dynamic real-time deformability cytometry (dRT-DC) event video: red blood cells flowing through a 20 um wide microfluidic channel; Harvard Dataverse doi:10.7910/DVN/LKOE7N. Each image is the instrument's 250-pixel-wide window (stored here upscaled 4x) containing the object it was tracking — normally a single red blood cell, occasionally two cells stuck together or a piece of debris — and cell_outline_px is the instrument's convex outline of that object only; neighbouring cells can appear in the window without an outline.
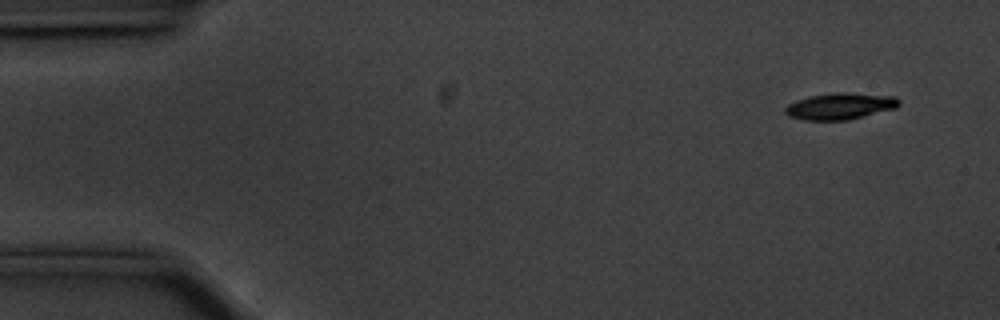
{"species": "common noctule bat (a hibernating species)", "species_latin": "Nyctalus noctula", "temperature_condition": "cold", "stored_images_in_passage": 56, "camera_frame_rate_fps": 3000, "um_per_image_px": 0.085, "animal": {"sex": "male", "body_mass_g": 20.1, "forearm_length_mm": 53.5}, "frame": {"image": 1, "passage_image": 4, "time_ms": 1.0, "image_size_px": [1000, 320], "cell_outline_px": [[900, 104], [896, 108], [848, 120], [804, 120], [788, 116], [784, 112], [784, 108], [788, 104], [796, 100], [808, 96], [836, 92], [848, 92], [896, 96], [900, 100]], "centroid_in_image_um": [71.41, 9.01], "position_along_channel_um": 13.6, "area_um2": 17.8}}
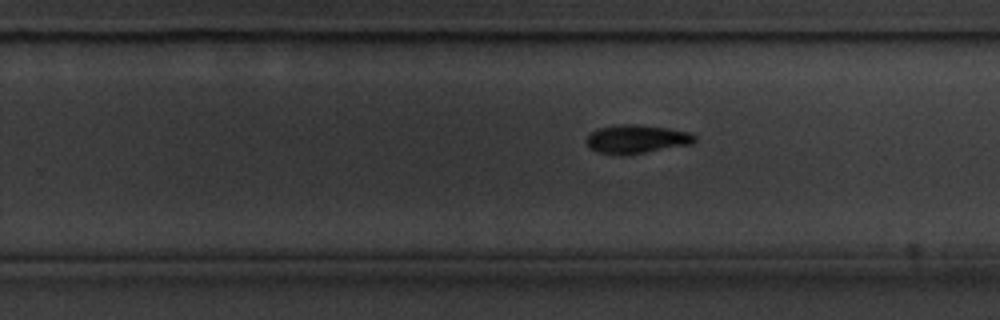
{"frame": {"image": 2, "passage_image": 35, "time_ms": 11.333, "image_size_px": [1000, 320], "cell_outline_px": [[696, 140], [692, 144], [644, 152], [600, 152], [588, 148], [584, 140], [596, 128], [620, 124], [636, 124], [668, 128], [692, 132], [696, 136]], "centroid_in_image_um": [54.14, 11.77], "position_along_channel_um": 275.7, "area_um2": 17.57}}
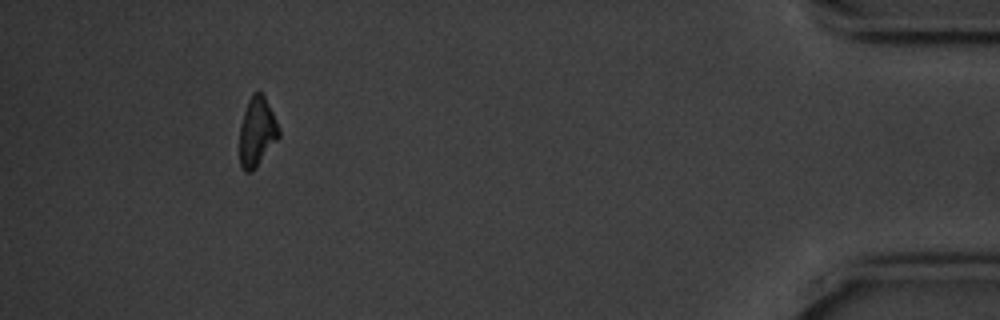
{"frame": {"image": 3, "passage_image": 52, "time_ms": 17.0, "image_size_px": [1000, 320], "cell_outline_px": [[280, 136], [252, 172], [244, 172], [240, 164], [240, 124], [248, 100], [252, 92], [260, 92], [264, 96], [280, 128]], "centroid_in_image_um": [21.84, 11.21], "position_along_channel_um": 413.4, "area_um2": 15.72}, "authors_computed_cell_mechanics": {"area_um2": 17.5423, "velocity_mm_per_s": 3.5459, "shape_relaxation_time_tau1_ms": 2.4576, "shape_relaxation_time_tau2_ms": null, "deformation_change_tau1": 0.1176, "deformation_change_tau2": null}}